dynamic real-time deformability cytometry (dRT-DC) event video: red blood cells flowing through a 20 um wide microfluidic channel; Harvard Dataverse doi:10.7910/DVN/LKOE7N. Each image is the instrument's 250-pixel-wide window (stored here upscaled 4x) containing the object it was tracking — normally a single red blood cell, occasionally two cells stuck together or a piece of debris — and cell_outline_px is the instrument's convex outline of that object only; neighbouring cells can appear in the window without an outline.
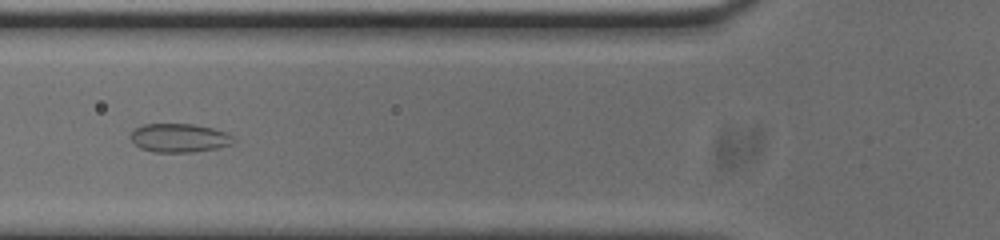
{"species": "common noctule bat (a hibernating species)", "species_latin": "Nyctalus noctula", "temperature_condition": "cold", "stored_images_in_passage": 40, "camera_frame_rate_fps": 3000, "um_per_image_px": 0.085, "animal": {"sex": "male", "body_mass_g": 20.0, "forearm_length_mm": 53.3}, "frame": {"image": 1, "passage_image": 6, "time_ms": 1.667, "image_size_px": [1000, 240], "cell_outline_px": [[236, 140], [232, 144], [216, 148], [192, 152], [152, 152], [140, 148], [128, 136], [136, 128], [144, 124], [192, 124], [212, 128], [224, 132], [232, 136]], "centroid_in_image_um": [15.22, 11.73], "position_along_channel_um": 110.6, "area_um2": 17.11}}
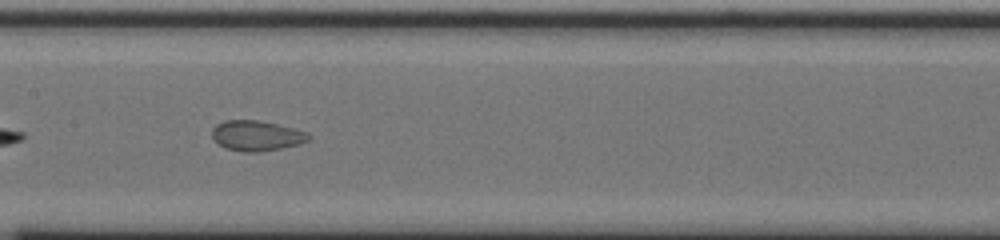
{"frame": {"image": 2, "passage_image": 12, "time_ms": 3.667, "image_size_px": [1000, 240], "cell_outline_px": [[312, 136], [308, 140], [300, 144], [280, 148], [256, 152], [244, 152], [224, 148], [212, 136], [212, 128], [216, 124], [224, 120], [256, 120], [276, 124], [308, 132]], "centroid_in_image_um": [21.8, 11.53], "position_along_channel_um": 185.6, "area_um2": 16.94}}
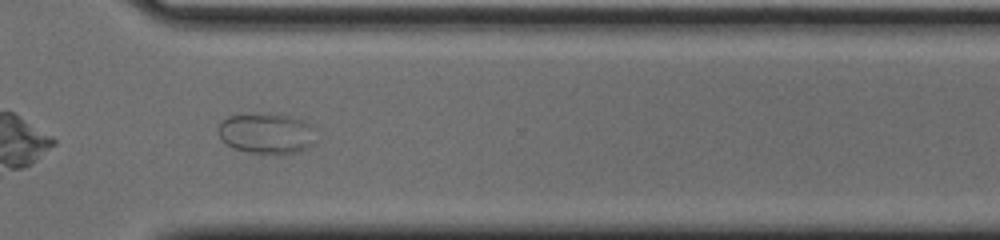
{"frame": {"image": 3, "passage_image": 25, "time_ms": 8.0, "image_size_px": [1000, 240], "cell_outline_px": [[312, 144], [308, 148], [280, 156], [248, 152], [232, 148], [220, 136], [220, 124], [228, 116], [256, 112], [272, 112], [304, 120], [308, 124]], "centroid_in_image_um": [22.61, 11.33], "position_along_channel_um": 348.0, "area_um2": 23.06}}